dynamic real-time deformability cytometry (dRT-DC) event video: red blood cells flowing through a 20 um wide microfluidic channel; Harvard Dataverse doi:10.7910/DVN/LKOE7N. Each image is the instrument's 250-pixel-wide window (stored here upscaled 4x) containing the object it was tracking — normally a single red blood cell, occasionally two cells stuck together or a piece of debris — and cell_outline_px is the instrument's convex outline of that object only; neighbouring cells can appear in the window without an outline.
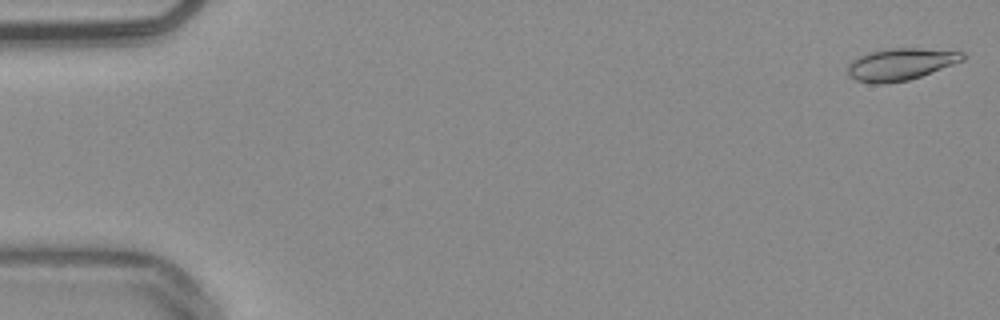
{"species": "common noctule bat (a hibernating species)", "species_latin": "Nyctalus noctula", "temperature_condition": "warm", "stored_images_in_passage": 53, "camera_frame_rate_fps": 3000, "um_per_image_px": 0.085, "animal": {"sex": "male", "body_mass_g": 20.4}, "frame": {"image": 1, "passage_image": 1, "time_ms": 0.0, "image_size_px": [1000, 320], "cell_outline_px": [[968, 56], [964, 60], [920, 76], [908, 80], [884, 84], [872, 84], [856, 80], [848, 76], [848, 64], [852, 60], [860, 56], [872, 52], [888, 48], [920, 48], [964, 52]], "centroid_in_image_um": [76.55, 5.46], "position_along_channel_um": 8.5, "area_um2": 21.39}}
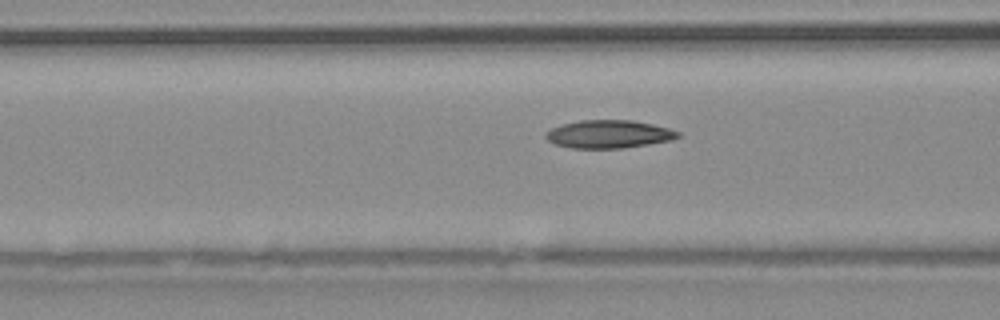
{"frame": {"image": 2, "passage_image": 21, "time_ms": 6.667, "image_size_px": [1000, 320], "cell_outline_px": [[680, 136], [672, 140], [624, 148], [572, 148], [556, 144], [548, 140], [544, 136], [544, 132], [552, 128], [564, 124], [580, 120], [632, 120], [652, 124], [668, 128], [680, 132]], "centroid_in_image_um": [51.75, 11.4], "position_along_channel_um": 114.9, "area_um2": 21.5}}
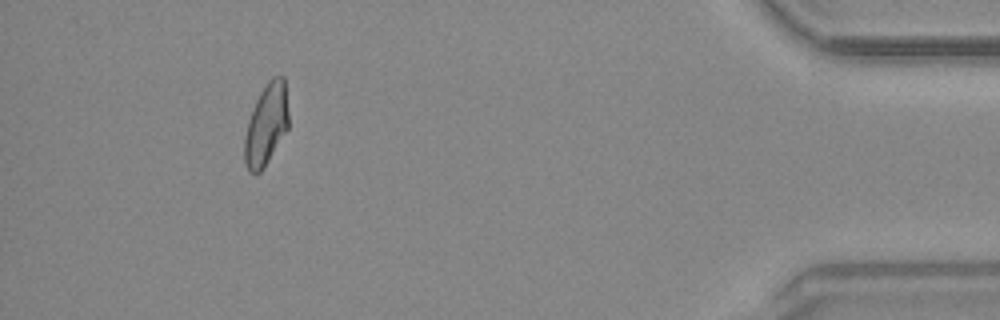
{"frame": {"image": 3, "passage_image": 49, "time_ms": 16.0, "image_size_px": [1000, 320], "cell_outline_px": [[288, 128], [264, 168], [260, 172], [248, 172], [244, 160], [244, 136], [248, 120], [256, 100], [260, 92], [268, 80], [272, 76], [284, 76], [288, 112]], "centroid_in_image_um": [22.62, 10.59], "position_along_channel_um": 412.6, "area_um2": 20.92}, "authors_computed_cell_mechanics": {"area_um2": 21.2126, "velocity_mm_per_s": 3.826, "shape_relaxation_time_tau1_ms": 9.3228, "shape_relaxation_time_tau2_ms": 2.7097, "deformation_change_tau1": 0.2224, "deformation_change_tau2": 0.0763}}